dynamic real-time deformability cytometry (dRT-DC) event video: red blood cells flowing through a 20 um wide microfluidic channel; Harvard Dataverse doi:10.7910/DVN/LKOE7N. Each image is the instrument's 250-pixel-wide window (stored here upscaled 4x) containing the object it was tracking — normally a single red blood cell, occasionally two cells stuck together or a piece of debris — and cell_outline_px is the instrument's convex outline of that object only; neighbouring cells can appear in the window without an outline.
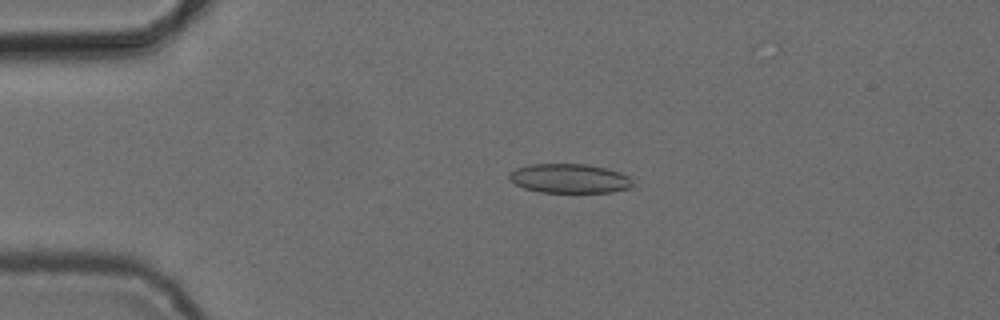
{"species": "common noctule bat (a hibernating species)", "species_latin": "Nyctalus noctula", "temperature_condition": "cold", "stored_images_in_passage": 5, "camera_frame_rate_fps": 3000, "um_per_image_px": 0.085, "animal": {"sex": "female", "body_mass_g": 24.6, "forearm_length_mm": 56.2}, "frame": {"image": 1, "passage_image": 4, "time_ms": 3.667, "image_size_px": [1000, 320], "cell_outline_px": [[632, 184], [628, 188], [612, 192], [540, 192], [524, 188], [508, 180], [508, 172], [516, 168], [528, 164], [588, 164], [620, 172], [628, 176], [632, 180]], "centroid_in_image_um": [48.35, 15.16], "position_along_channel_um": 36.7, "area_um2": 21.1}}